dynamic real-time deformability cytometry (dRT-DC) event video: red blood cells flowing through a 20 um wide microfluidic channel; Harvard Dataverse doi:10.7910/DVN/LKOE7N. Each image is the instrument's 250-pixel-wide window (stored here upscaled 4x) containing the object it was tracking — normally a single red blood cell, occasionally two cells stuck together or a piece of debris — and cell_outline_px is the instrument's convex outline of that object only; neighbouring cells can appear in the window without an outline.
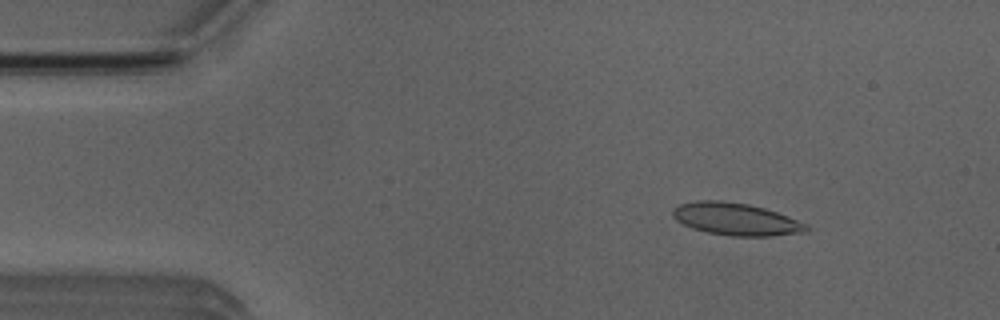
{"species": "Egyptian fruit bat (a non-hibernating species)", "species_latin": "Rousettus aegyptiacus", "temperature_condition": "room temperature", "stored_images_in_passage": 54, "camera_frame_rate_fps": 3000, "um_per_image_px": 0.085, "animal": {"sex": "male"}, "frame": {"image": 1, "passage_image": 7, "time_ms": 2.0, "image_size_px": [1000, 320], "cell_outline_px": [[812, 228], [808, 232], [772, 236], [732, 236], [708, 232], [692, 228], [676, 220], [672, 216], [672, 208], [680, 204], [696, 200], [720, 200], [748, 204], [764, 208], [788, 216], [808, 224]], "centroid_in_image_um": [62.58, 18.63], "position_along_channel_um": 22.4, "area_um2": 25.37}}
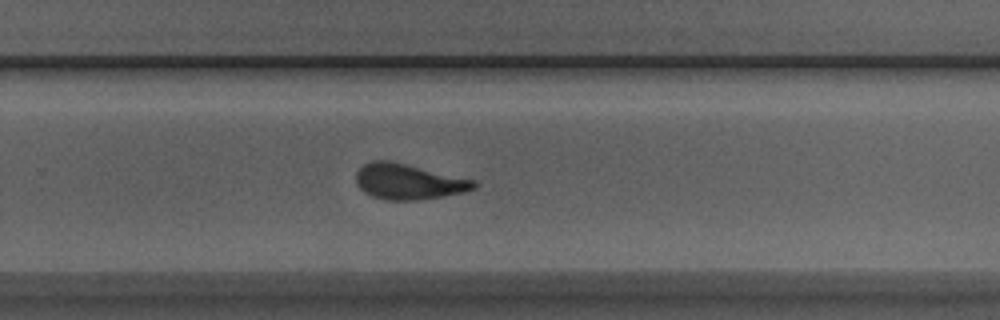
{"frame": {"image": 2, "passage_image": 34, "time_ms": 11.0, "image_size_px": [1000, 320], "cell_outline_px": [[476, 188], [464, 192], [444, 196], [416, 200], [384, 200], [372, 196], [364, 192], [356, 184], [356, 172], [364, 164], [372, 160], [388, 160], [476, 180]], "centroid_in_image_um": [34.7, 15.44], "position_along_channel_um": 295.1, "area_um2": 24.39}}
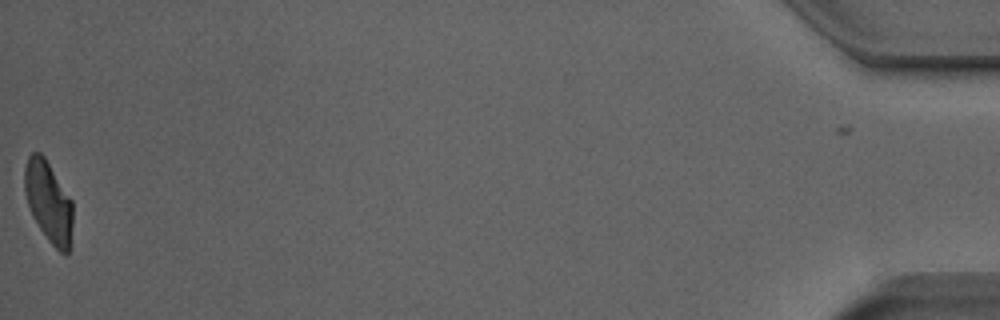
{"frame": {"image": 3, "passage_image": 53, "time_ms": 17.333, "image_size_px": [1000, 320], "cell_outline_px": [[72, 244], [68, 252], [64, 256], [48, 240], [32, 216], [24, 192], [24, 168], [28, 156], [32, 152], [40, 152], [44, 156], [72, 200]], "centroid_in_image_um": [4.13, 17.17], "position_along_channel_um": 431.1, "area_um2": 22.95}, "authors_computed_cell_mechanics": {"area_um2": 24.3916, "velocity_mm_per_s": 3.8246, "shape_relaxation_time_tau1_ms": 5.0441, "shape_relaxation_time_tau2_ms": 1.3205, "deformation_change_tau1": 0.1502, "deformation_change_tau2": 0.0917}}